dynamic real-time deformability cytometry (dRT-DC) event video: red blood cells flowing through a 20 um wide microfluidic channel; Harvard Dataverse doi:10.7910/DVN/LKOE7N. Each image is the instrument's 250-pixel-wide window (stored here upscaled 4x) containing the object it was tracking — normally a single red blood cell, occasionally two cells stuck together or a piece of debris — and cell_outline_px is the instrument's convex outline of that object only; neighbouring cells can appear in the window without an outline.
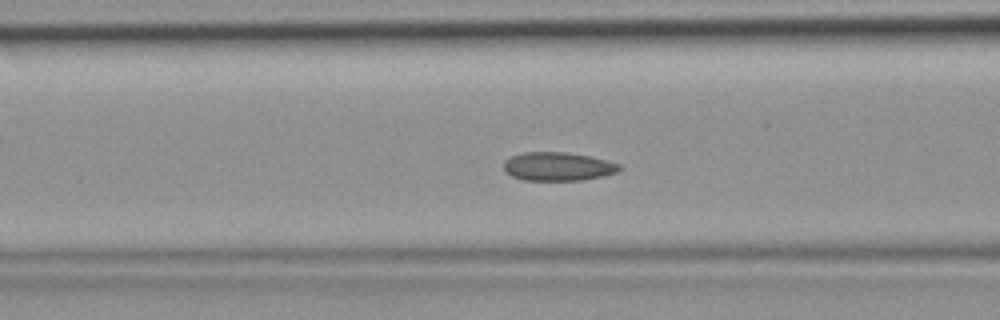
{"species": "common noctule bat (a hibernating species)", "species_latin": "Nyctalus noctula", "temperature_condition": "room temperature", "stored_images_in_passage": 39, "camera_frame_rate_fps": 3000, "um_per_image_px": 0.085, "animal": {"sex": "female", "body_mass_g": 19.9}, "frame": {"image": 1, "passage_image": 11, "time_ms": 3.333, "image_size_px": [1000, 320], "cell_outline_px": [[624, 168], [616, 172], [604, 176], [584, 180], [524, 180], [512, 176], [504, 172], [504, 160], [512, 156], [524, 152], [564, 152], [588, 156], [620, 164]], "centroid_in_image_um": [47.42, 14.16], "position_along_channel_um": 119.2, "area_um2": 19.25}}
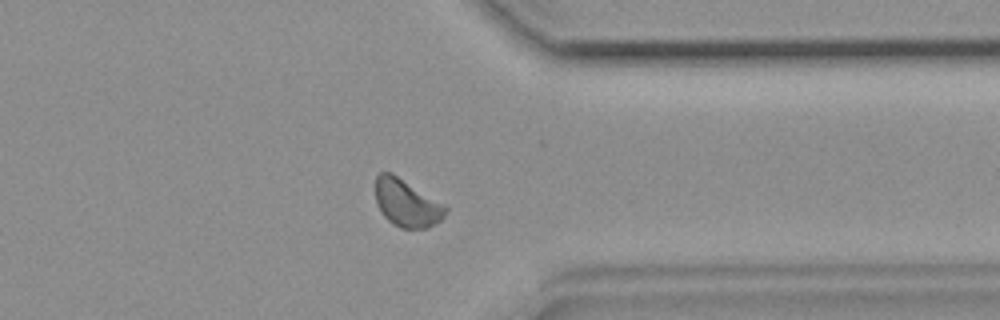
{"frame": {"image": 2, "passage_image": 29, "time_ms": 9.333, "image_size_px": [1000, 320], "cell_outline_px": [[448, 208], [444, 216], [436, 224], [428, 228], [400, 228], [392, 224], [384, 216], [376, 200], [376, 176], [380, 172], [392, 172], [448, 204]], "centroid_in_image_um": [34.63, 17.24], "position_along_channel_um": 376.8, "area_um2": 19.83}}
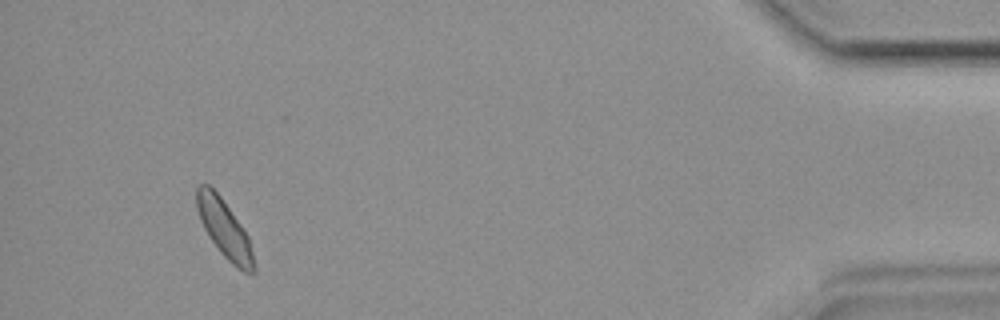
{"frame": {"image": 3, "passage_image": 36, "time_ms": 11.667, "image_size_px": [1000, 320], "cell_outline_px": [[256, 272], [244, 272], [232, 264], [220, 252], [208, 236], [200, 220], [196, 208], [196, 188], [200, 184], [208, 184], [220, 196], [240, 224], [248, 236], [256, 268]], "centroid_in_image_um": [19.05, 19.45], "position_along_channel_um": 416.1, "area_um2": 19.02}}